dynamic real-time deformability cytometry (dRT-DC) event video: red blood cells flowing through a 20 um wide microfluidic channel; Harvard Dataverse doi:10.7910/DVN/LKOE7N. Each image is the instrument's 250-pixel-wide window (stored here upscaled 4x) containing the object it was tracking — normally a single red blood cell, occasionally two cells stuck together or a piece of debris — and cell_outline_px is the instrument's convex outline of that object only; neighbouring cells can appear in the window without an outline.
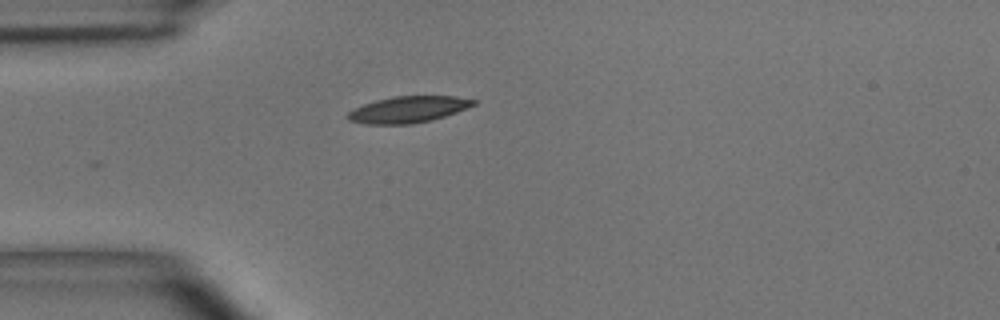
{"species": "common noctule bat (a hibernating species)", "species_latin": "Nyctalus noctula", "temperature_condition": "room temperature", "stored_images_in_passage": 28, "camera_frame_rate_fps": 3000, "um_per_image_px": 0.085, "animal": {"sex": "male", "body_mass_g": 15.6}, "frame": {"image": 1, "passage_image": 1, "time_ms": 0.0, "image_size_px": [1000, 320], "cell_outline_px": [[476, 104], [456, 112], [432, 120], [412, 124], [364, 124], [348, 120], [344, 116], [348, 112], [364, 104], [376, 100], [392, 96], [456, 96], [476, 100]], "centroid_in_image_um": [34.67, 9.31], "position_along_channel_um": 50.3, "area_um2": 19.36}}
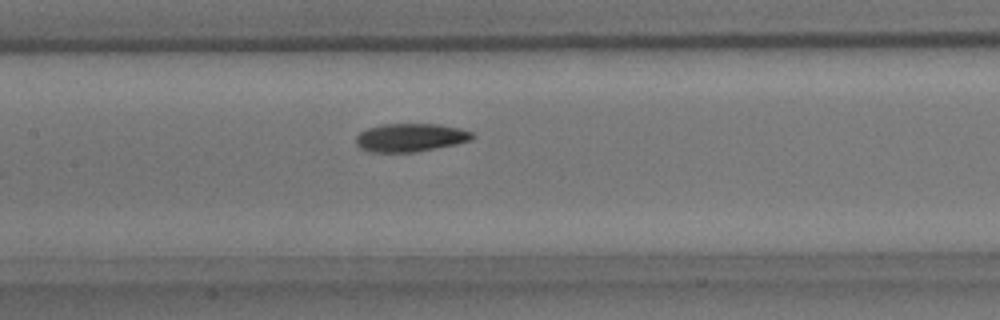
{"frame": {"image": 2, "passage_image": 11, "time_ms": 3.333, "image_size_px": [1000, 320], "cell_outline_px": [[476, 136], [472, 140], [456, 144], [416, 152], [368, 152], [360, 148], [356, 144], [356, 136], [360, 132], [368, 128], [380, 124], [436, 124], [460, 128], [472, 132]], "centroid_in_image_um": [34.89, 11.69], "position_along_channel_um": 172.5, "area_um2": 19.31}}
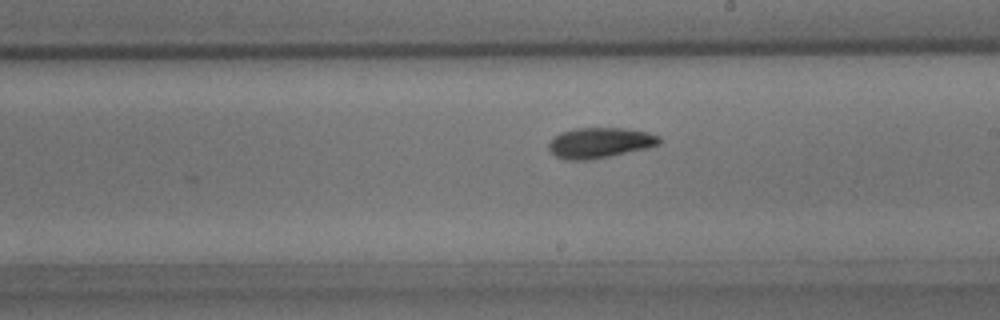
{"frame": {"image": 3, "passage_image": 16, "time_ms": 5.0, "image_size_px": [1000, 320], "cell_outline_px": [[660, 144], [648, 148], [588, 160], [564, 160], [556, 156], [548, 148], [548, 144], [560, 132], [576, 128], [624, 128], [648, 132], [660, 136]], "centroid_in_image_um": [50.99, 12.13], "position_along_channel_um": 238.0, "area_um2": 19.54}, "authors_computed_cell_mechanics": {"area_um2": 19.1607, "velocity_mm_per_s": 3.9385, "shape_relaxation_time_tau1_ms": 4.2984, "shape_relaxation_time_tau2_ms": 4.4954, "deformation_change_tau1": 0.1274, "deformation_change_tau2": 0.1054}}